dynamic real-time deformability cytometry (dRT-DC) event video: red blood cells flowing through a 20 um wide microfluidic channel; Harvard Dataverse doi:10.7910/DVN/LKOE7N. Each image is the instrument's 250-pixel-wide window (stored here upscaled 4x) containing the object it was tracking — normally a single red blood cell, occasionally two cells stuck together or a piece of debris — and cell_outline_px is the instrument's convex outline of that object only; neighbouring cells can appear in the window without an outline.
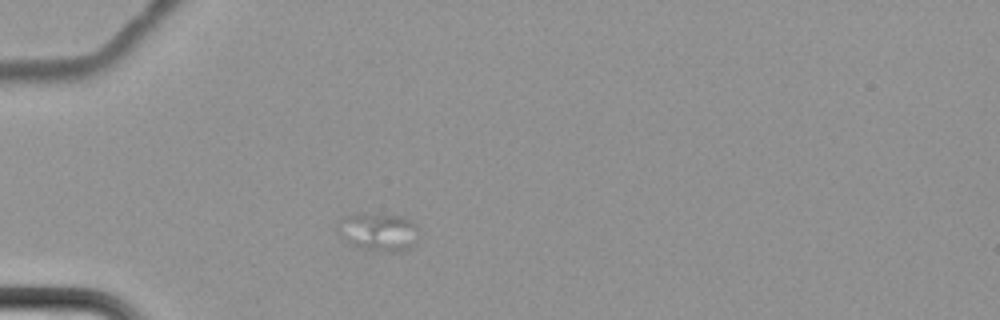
{"species": "common noctule bat (a hibernating species)", "species_latin": "Nyctalus noctula", "temperature_condition": "cold", "stored_images_in_passage": 4, "camera_frame_rate_fps": 3000, "um_per_image_px": 0.085, "animal": {"sex": "female", "body_mass_g": 22.7, "forearm_length_mm": 54.2}, "frame": {"image": 1, "passage_image": 2, "time_ms": 1.0, "image_size_px": [1000, 320], "cell_outline_px": [[416, 240], [408, 248], [392, 252], [380, 252], [360, 248], [352, 244], [336, 228], [340, 220], [348, 216], [404, 216], [412, 220], [416, 224]], "centroid_in_image_um": [32.21, 19.75], "position_along_channel_um": 52.8, "area_um2": 16.99}}
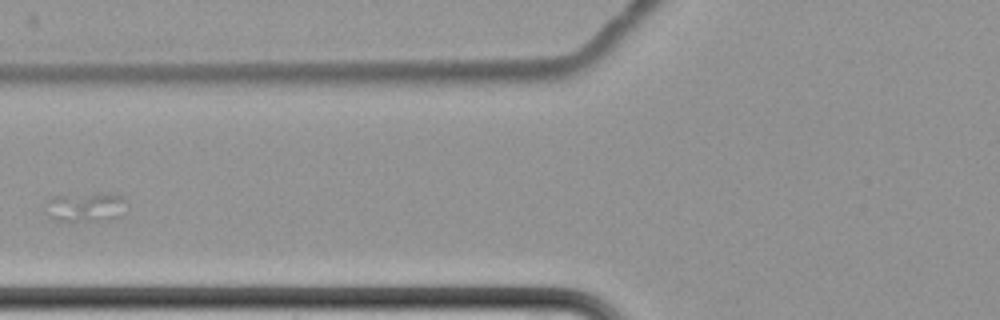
{"frame": {"image": 2, "passage_image": 4, "time_ms": 3.667, "image_size_px": [1000, 320], "cell_outline_px": [[124, 200], [120, 216], [112, 220], [60, 220], [48, 216], [44, 204], [52, 196], [100, 192], [112, 192], [124, 196]], "centroid_in_image_um": [7.27, 17.55], "position_along_channel_um": 118.5, "area_um2": 13.93}}